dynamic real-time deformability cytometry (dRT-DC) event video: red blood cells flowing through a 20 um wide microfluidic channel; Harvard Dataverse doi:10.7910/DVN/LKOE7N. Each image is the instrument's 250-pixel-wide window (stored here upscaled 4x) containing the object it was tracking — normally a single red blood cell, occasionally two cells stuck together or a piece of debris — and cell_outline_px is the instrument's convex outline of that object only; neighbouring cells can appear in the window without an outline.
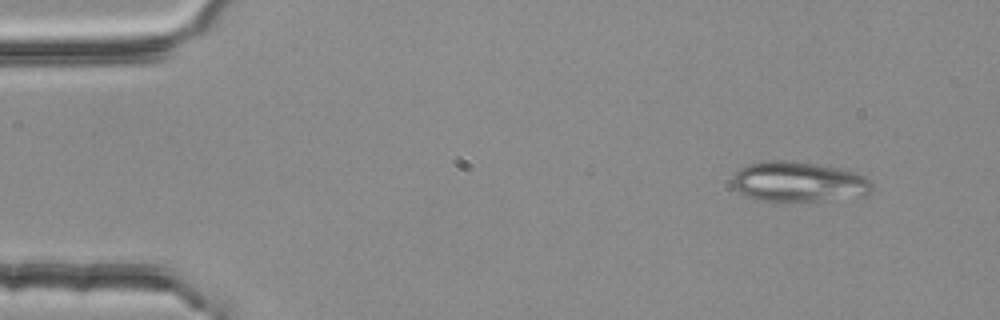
{"species": "common noctule bat (a hibernating species)", "species_latin": "Nyctalus noctula", "temperature_condition": "room temperature", "stored_images_in_passage": 3, "camera_frame_rate_fps": 3000, "um_per_image_px": 0.085, "animal": {"sex": "female", "body_mass_g": 25.1}, "frame": {"image": 1, "passage_image": 1, "time_ms": 0.0, "image_size_px": [1000, 320], "cell_outline_px": [[872, 192], [864, 196], [824, 200], [756, 200], [736, 192], [732, 184], [732, 176], [740, 168], [748, 164], [768, 160], [784, 160], [812, 164], [836, 168], [856, 172], [864, 176], [872, 184]], "centroid_in_image_um": [67.84, 15.45], "position_along_channel_um": 17.2, "area_um2": 32.43}}